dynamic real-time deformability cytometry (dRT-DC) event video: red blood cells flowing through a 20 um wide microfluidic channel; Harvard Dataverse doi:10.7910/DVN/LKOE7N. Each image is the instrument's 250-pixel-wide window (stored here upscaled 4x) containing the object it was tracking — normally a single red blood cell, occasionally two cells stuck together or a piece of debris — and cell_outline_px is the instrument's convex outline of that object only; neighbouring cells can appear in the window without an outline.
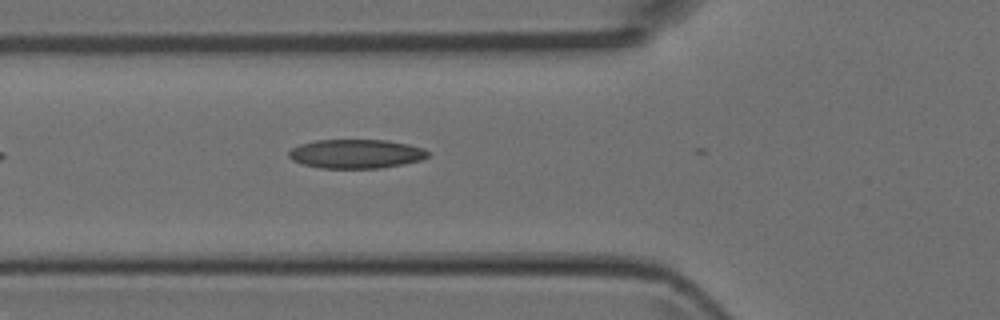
{"species": "Egyptian fruit bat (a non-hibernating species)", "species_latin": "Rousettus aegyptiacus", "temperature_condition": "room temperature", "stored_images_in_passage": 5, "camera_frame_rate_fps": 3000, "um_per_image_px": 0.085, "animal": {"sex": "female"}, "frame": {"image": 1, "passage_image": 5, "time_ms": 1.333, "image_size_px": [1000, 320], "cell_outline_px": [[428, 156], [420, 160], [404, 164], [380, 168], [320, 168], [304, 164], [292, 160], [288, 156], [288, 152], [292, 148], [300, 144], [316, 140], [388, 140], [408, 144], [424, 148], [428, 152]], "centroid_in_image_um": [30.26, 13.07], "position_along_channel_um": 95.5, "area_um2": 23.52}}